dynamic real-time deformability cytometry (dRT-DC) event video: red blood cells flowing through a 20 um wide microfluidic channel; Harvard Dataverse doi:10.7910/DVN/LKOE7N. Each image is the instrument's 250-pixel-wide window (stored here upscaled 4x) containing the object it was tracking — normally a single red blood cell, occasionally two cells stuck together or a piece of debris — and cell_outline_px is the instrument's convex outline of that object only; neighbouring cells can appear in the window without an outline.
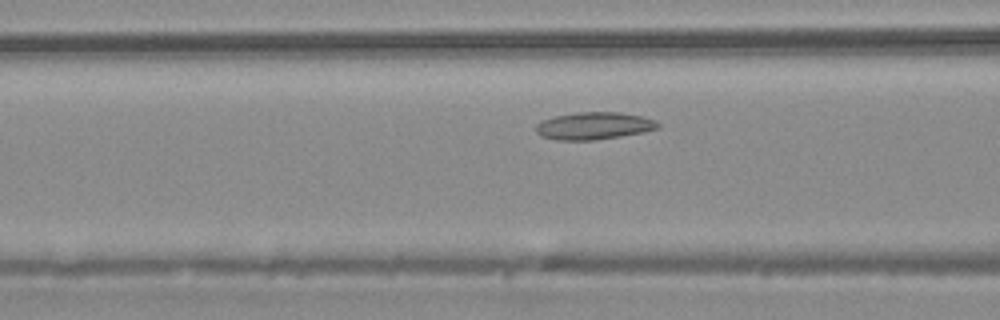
{"species": "common noctule bat (a hibernating species)", "species_latin": "Nyctalus noctula", "temperature_condition": "warm", "stored_images_in_passage": 26, "camera_frame_rate_fps": 3000, "um_per_image_px": 0.085, "animal": {"sex": "male", "body_mass_g": 20.4}, "frame": {"image": 1, "passage_image": 6, "time_ms": 1.667, "image_size_px": [1000, 320], "cell_outline_px": [[660, 128], [644, 132], [596, 140], [556, 140], [540, 136], [536, 132], [536, 124], [544, 120], [556, 116], [576, 112], [620, 112], [644, 116], [656, 120], [660, 124]], "centroid_in_image_um": [50.52, 10.69], "position_along_channel_um": 116.1, "area_um2": 19.59}}
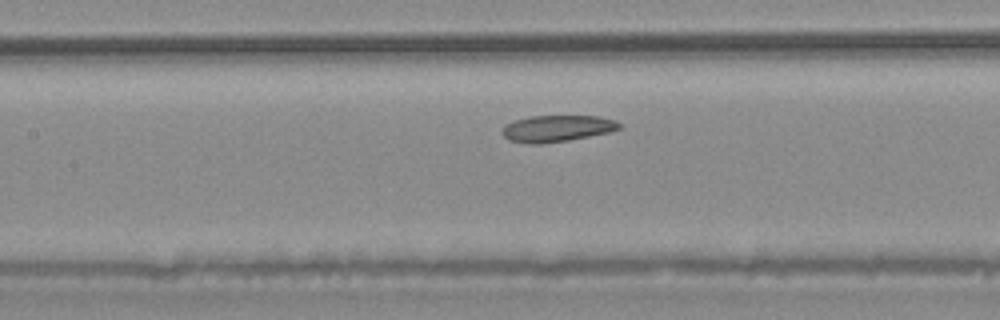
{"frame": {"image": 2, "passage_image": 9, "time_ms": 2.667, "image_size_px": [1000, 320], "cell_outline_px": [[624, 128], [608, 132], [568, 140], [540, 144], [532, 144], [508, 140], [500, 132], [508, 124], [516, 120], [532, 116], [600, 116], [616, 120], [624, 124]], "centroid_in_image_um": [47.42, 10.91], "position_along_channel_um": 160.0, "area_um2": 18.09}}
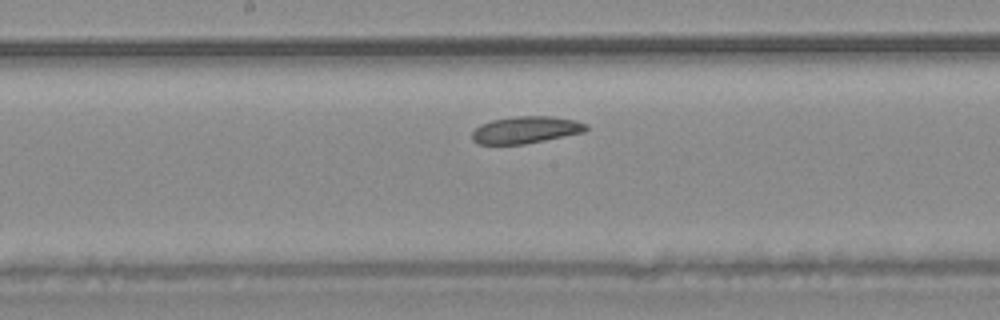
{"frame": {"image": 3, "passage_image": 12, "time_ms": 3.667, "image_size_px": [1000, 320], "cell_outline_px": [[588, 128], [584, 132], [524, 144], [480, 144], [472, 140], [472, 132], [480, 124], [492, 120], [516, 116], [552, 116], [576, 120], [588, 124]], "centroid_in_image_um": [44.7, 11.03], "position_along_channel_um": 203.5, "area_um2": 17.92}}